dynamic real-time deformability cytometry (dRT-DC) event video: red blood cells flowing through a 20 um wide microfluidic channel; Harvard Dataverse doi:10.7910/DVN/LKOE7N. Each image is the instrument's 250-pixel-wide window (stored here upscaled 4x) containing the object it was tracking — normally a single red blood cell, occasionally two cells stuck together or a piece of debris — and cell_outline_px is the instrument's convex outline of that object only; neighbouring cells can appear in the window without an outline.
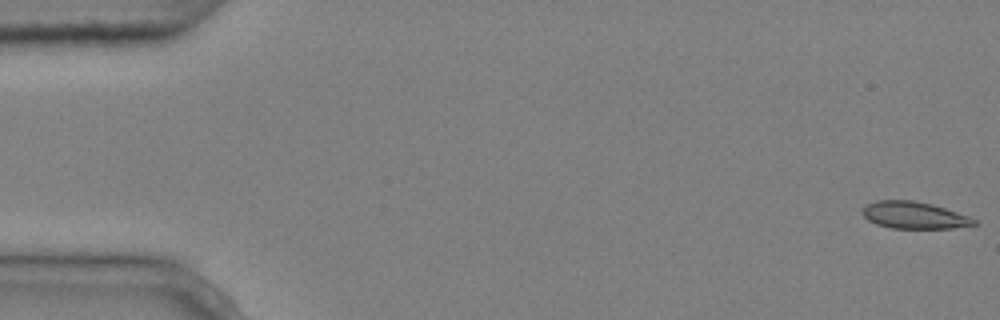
{"species": "common noctule bat (a hibernating species)", "species_latin": "Nyctalus noctula", "temperature_condition": "cold", "stored_images_in_passage": 5, "camera_frame_rate_fps": 3000, "um_per_image_px": 0.085, "animal": {"sex": "male", "body_mass_g": 20.4}, "frame": {"image": 1, "passage_image": 1, "time_ms": 0.0, "image_size_px": [1000, 320], "cell_outline_px": [[976, 224], [952, 228], [892, 228], [876, 224], [868, 220], [860, 212], [868, 204], [876, 200], [912, 200], [932, 204], [968, 216], [976, 220]], "centroid_in_image_um": [77.66, 18.29], "position_along_channel_um": 7.3, "area_um2": 17.34}}